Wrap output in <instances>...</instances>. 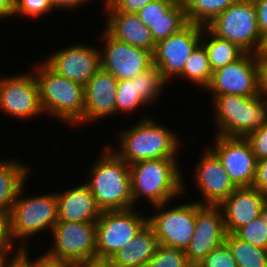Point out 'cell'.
I'll use <instances>...</instances> for the list:
<instances>
[{
    "label": "cell",
    "mask_w": 267,
    "mask_h": 267,
    "mask_svg": "<svg viewBox=\"0 0 267 267\" xmlns=\"http://www.w3.org/2000/svg\"><path fill=\"white\" fill-rule=\"evenodd\" d=\"M98 161L89 169L88 182L101 211L134 208L130 167L108 146H104Z\"/></svg>",
    "instance_id": "2"
},
{
    "label": "cell",
    "mask_w": 267,
    "mask_h": 267,
    "mask_svg": "<svg viewBox=\"0 0 267 267\" xmlns=\"http://www.w3.org/2000/svg\"><path fill=\"white\" fill-rule=\"evenodd\" d=\"M234 234L257 247L267 249V208L263 206L257 218L240 227Z\"/></svg>",
    "instance_id": "32"
},
{
    "label": "cell",
    "mask_w": 267,
    "mask_h": 267,
    "mask_svg": "<svg viewBox=\"0 0 267 267\" xmlns=\"http://www.w3.org/2000/svg\"><path fill=\"white\" fill-rule=\"evenodd\" d=\"M212 102L216 135L246 137L267 123V102L262 93L252 97L219 95Z\"/></svg>",
    "instance_id": "5"
},
{
    "label": "cell",
    "mask_w": 267,
    "mask_h": 267,
    "mask_svg": "<svg viewBox=\"0 0 267 267\" xmlns=\"http://www.w3.org/2000/svg\"><path fill=\"white\" fill-rule=\"evenodd\" d=\"M33 72L38 84L44 114L71 125L84 122V86L52 70L44 60L35 63ZM47 112V113H46Z\"/></svg>",
    "instance_id": "3"
},
{
    "label": "cell",
    "mask_w": 267,
    "mask_h": 267,
    "mask_svg": "<svg viewBox=\"0 0 267 267\" xmlns=\"http://www.w3.org/2000/svg\"><path fill=\"white\" fill-rule=\"evenodd\" d=\"M51 1V4L52 6L57 9H64V10H76V8L80 7L83 5H85V3L89 0H50ZM92 1V0H91Z\"/></svg>",
    "instance_id": "43"
},
{
    "label": "cell",
    "mask_w": 267,
    "mask_h": 267,
    "mask_svg": "<svg viewBox=\"0 0 267 267\" xmlns=\"http://www.w3.org/2000/svg\"><path fill=\"white\" fill-rule=\"evenodd\" d=\"M14 242L11 233L10 213L0 210V254L11 255Z\"/></svg>",
    "instance_id": "38"
},
{
    "label": "cell",
    "mask_w": 267,
    "mask_h": 267,
    "mask_svg": "<svg viewBox=\"0 0 267 267\" xmlns=\"http://www.w3.org/2000/svg\"><path fill=\"white\" fill-rule=\"evenodd\" d=\"M24 186L25 184L20 189L9 212L12 237L14 241L22 240L21 244H18L21 249L27 248L25 244L27 237L42 233L45 229L51 231L58 222L56 193L22 197Z\"/></svg>",
    "instance_id": "7"
},
{
    "label": "cell",
    "mask_w": 267,
    "mask_h": 267,
    "mask_svg": "<svg viewBox=\"0 0 267 267\" xmlns=\"http://www.w3.org/2000/svg\"><path fill=\"white\" fill-rule=\"evenodd\" d=\"M226 234L221 207L200 205L196 201L195 230L185 250L188 262L196 267L211 251L225 243Z\"/></svg>",
    "instance_id": "15"
},
{
    "label": "cell",
    "mask_w": 267,
    "mask_h": 267,
    "mask_svg": "<svg viewBox=\"0 0 267 267\" xmlns=\"http://www.w3.org/2000/svg\"><path fill=\"white\" fill-rule=\"evenodd\" d=\"M136 211L134 207L101 212L100 218L95 222L97 258L110 259L148 222V215L142 216L139 211Z\"/></svg>",
    "instance_id": "9"
},
{
    "label": "cell",
    "mask_w": 267,
    "mask_h": 267,
    "mask_svg": "<svg viewBox=\"0 0 267 267\" xmlns=\"http://www.w3.org/2000/svg\"><path fill=\"white\" fill-rule=\"evenodd\" d=\"M263 62L257 54L245 53L235 62L225 65L212 73L205 88L212 100L219 95L235 94L252 97L261 94Z\"/></svg>",
    "instance_id": "8"
},
{
    "label": "cell",
    "mask_w": 267,
    "mask_h": 267,
    "mask_svg": "<svg viewBox=\"0 0 267 267\" xmlns=\"http://www.w3.org/2000/svg\"><path fill=\"white\" fill-rule=\"evenodd\" d=\"M256 7L258 27L262 36L267 33V0H253Z\"/></svg>",
    "instance_id": "42"
},
{
    "label": "cell",
    "mask_w": 267,
    "mask_h": 267,
    "mask_svg": "<svg viewBox=\"0 0 267 267\" xmlns=\"http://www.w3.org/2000/svg\"><path fill=\"white\" fill-rule=\"evenodd\" d=\"M15 249H17V250H15V252H13L14 255L12 254V256H11L12 259L11 260L9 259L10 256L5 255V254H0V267H8L16 258H19V254L21 252V248L20 247H16Z\"/></svg>",
    "instance_id": "46"
},
{
    "label": "cell",
    "mask_w": 267,
    "mask_h": 267,
    "mask_svg": "<svg viewBox=\"0 0 267 267\" xmlns=\"http://www.w3.org/2000/svg\"><path fill=\"white\" fill-rule=\"evenodd\" d=\"M245 138L249 141L257 160L267 157V123L249 133Z\"/></svg>",
    "instance_id": "39"
},
{
    "label": "cell",
    "mask_w": 267,
    "mask_h": 267,
    "mask_svg": "<svg viewBox=\"0 0 267 267\" xmlns=\"http://www.w3.org/2000/svg\"><path fill=\"white\" fill-rule=\"evenodd\" d=\"M75 267H113L109 259L91 258L75 264Z\"/></svg>",
    "instance_id": "44"
},
{
    "label": "cell",
    "mask_w": 267,
    "mask_h": 267,
    "mask_svg": "<svg viewBox=\"0 0 267 267\" xmlns=\"http://www.w3.org/2000/svg\"><path fill=\"white\" fill-rule=\"evenodd\" d=\"M31 72L0 77V111L9 117L29 120L44 114L38 84Z\"/></svg>",
    "instance_id": "13"
},
{
    "label": "cell",
    "mask_w": 267,
    "mask_h": 267,
    "mask_svg": "<svg viewBox=\"0 0 267 267\" xmlns=\"http://www.w3.org/2000/svg\"><path fill=\"white\" fill-rule=\"evenodd\" d=\"M212 73L207 51L200 43L186 61L183 72L178 77H186L190 82L193 81L198 88L205 90L211 81Z\"/></svg>",
    "instance_id": "29"
},
{
    "label": "cell",
    "mask_w": 267,
    "mask_h": 267,
    "mask_svg": "<svg viewBox=\"0 0 267 267\" xmlns=\"http://www.w3.org/2000/svg\"><path fill=\"white\" fill-rule=\"evenodd\" d=\"M166 203L152 206L157 214L148 217L158 243L166 247L186 250L192 240L196 221V201L167 207ZM165 210V211H164Z\"/></svg>",
    "instance_id": "10"
},
{
    "label": "cell",
    "mask_w": 267,
    "mask_h": 267,
    "mask_svg": "<svg viewBox=\"0 0 267 267\" xmlns=\"http://www.w3.org/2000/svg\"><path fill=\"white\" fill-rule=\"evenodd\" d=\"M257 55L263 63L267 62V33L263 36L262 44Z\"/></svg>",
    "instance_id": "48"
},
{
    "label": "cell",
    "mask_w": 267,
    "mask_h": 267,
    "mask_svg": "<svg viewBox=\"0 0 267 267\" xmlns=\"http://www.w3.org/2000/svg\"><path fill=\"white\" fill-rule=\"evenodd\" d=\"M205 27L215 36L238 45L246 53L257 54L260 50L263 36L253 0H237Z\"/></svg>",
    "instance_id": "6"
},
{
    "label": "cell",
    "mask_w": 267,
    "mask_h": 267,
    "mask_svg": "<svg viewBox=\"0 0 267 267\" xmlns=\"http://www.w3.org/2000/svg\"><path fill=\"white\" fill-rule=\"evenodd\" d=\"M225 243L230 248L237 267H267V249L242 240L234 233L226 234Z\"/></svg>",
    "instance_id": "26"
},
{
    "label": "cell",
    "mask_w": 267,
    "mask_h": 267,
    "mask_svg": "<svg viewBox=\"0 0 267 267\" xmlns=\"http://www.w3.org/2000/svg\"><path fill=\"white\" fill-rule=\"evenodd\" d=\"M105 30L115 39L153 53L155 42L150 29L137 14L107 11Z\"/></svg>",
    "instance_id": "22"
},
{
    "label": "cell",
    "mask_w": 267,
    "mask_h": 267,
    "mask_svg": "<svg viewBox=\"0 0 267 267\" xmlns=\"http://www.w3.org/2000/svg\"><path fill=\"white\" fill-rule=\"evenodd\" d=\"M261 93L263 97L267 99V62H264L262 66Z\"/></svg>",
    "instance_id": "47"
},
{
    "label": "cell",
    "mask_w": 267,
    "mask_h": 267,
    "mask_svg": "<svg viewBox=\"0 0 267 267\" xmlns=\"http://www.w3.org/2000/svg\"><path fill=\"white\" fill-rule=\"evenodd\" d=\"M119 149L107 145L128 165L142 160L167 158L177 159L180 140L173 130L148 116L134 126L118 133ZM113 147V148H112Z\"/></svg>",
    "instance_id": "1"
},
{
    "label": "cell",
    "mask_w": 267,
    "mask_h": 267,
    "mask_svg": "<svg viewBox=\"0 0 267 267\" xmlns=\"http://www.w3.org/2000/svg\"><path fill=\"white\" fill-rule=\"evenodd\" d=\"M56 193L58 221L65 222H96L101 215L95 198L88 185Z\"/></svg>",
    "instance_id": "21"
},
{
    "label": "cell",
    "mask_w": 267,
    "mask_h": 267,
    "mask_svg": "<svg viewBox=\"0 0 267 267\" xmlns=\"http://www.w3.org/2000/svg\"><path fill=\"white\" fill-rule=\"evenodd\" d=\"M26 248H22L19 254V258L28 266V267H75V263L64 261L60 258H55L50 256L48 253H43L42 256H38L35 260H30Z\"/></svg>",
    "instance_id": "37"
},
{
    "label": "cell",
    "mask_w": 267,
    "mask_h": 267,
    "mask_svg": "<svg viewBox=\"0 0 267 267\" xmlns=\"http://www.w3.org/2000/svg\"><path fill=\"white\" fill-rule=\"evenodd\" d=\"M210 148L220 159L223 167L237 187H252L257 159L245 137L216 135ZM214 147V148H213Z\"/></svg>",
    "instance_id": "16"
},
{
    "label": "cell",
    "mask_w": 267,
    "mask_h": 267,
    "mask_svg": "<svg viewBox=\"0 0 267 267\" xmlns=\"http://www.w3.org/2000/svg\"><path fill=\"white\" fill-rule=\"evenodd\" d=\"M118 80L100 68L84 86V122L116 115V91ZM115 114V115H114Z\"/></svg>",
    "instance_id": "19"
},
{
    "label": "cell",
    "mask_w": 267,
    "mask_h": 267,
    "mask_svg": "<svg viewBox=\"0 0 267 267\" xmlns=\"http://www.w3.org/2000/svg\"><path fill=\"white\" fill-rule=\"evenodd\" d=\"M44 62L57 74L85 86L101 68L100 48L76 43L52 53Z\"/></svg>",
    "instance_id": "17"
},
{
    "label": "cell",
    "mask_w": 267,
    "mask_h": 267,
    "mask_svg": "<svg viewBox=\"0 0 267 267\" xmlns=\"http://www.w3.org/2000/svg\"><path fill=\"white\" fill-rule=\"evenodd\" d=\"M158 245L155 232L147 222L135 237L109 260L113 267H143L155 255Z\"/></svg>",
    "instance_id": "23"
},
{
    "label": "cell",
    "mask_w": 267,
    "mask_h": 267,
    "mask_svg": "<svg viewBox=\"0 0 267 267\" xmlns=\"http://www.w3.org/2000/svg\"><path fill=\"white\" fill-rule=\"evenodd\" d=\"M28 174L29 167L21 161L0 159V210L10 212Z\"/></svg>",
    "instance_id": "24"
},
{
    "label": "cell",
    "mask_w": 267,
    "mask_h": 267,
    "mask_svg": "<svg viewBox=\"0 0 267 267\" xmlns=\"http://www.w3.org/2000/svg\"><path fill=\"white\" fill-rule=\"evenodd\" d=\"M252 187L261 193L267 192V157L257 160L256 175Z\"/></svg>",
    "instance_id": "41"
},
{
    "label": "cell",
    "mask_w": 267,
    "mask_h": 267,
    "mask_svg": "<svg viewBox=\"0 0 267 267\" xmlns=\"http://www.w3.org/2000/svg\"><path fill=\"white\" fill-rule=\"evenodd\" d=\"M14 0H0V19L13 17Z\"/></svg>",
    "instance_id": "45"
},
{
    "label": "cell",
    "mask_w": 267,
    "mask_h": 267,
    "mask_svg": "<svg viewBox=\"0 0 267 267\" xmlns=\"http://www.w3.org/2000/svg\"><path fill=\"white\" fill-rule=\"evenodd\" d=\"M199 157L194 179L203 200L200 205L219 206L236 188L226 173L222 162L208 146ZM203 201V202H202Z\"/></svg>",
    "instance_id": "18"
},
{
    "label": "cell",
    "mask_w": 267,
    "mask_h": 267,
    "mask_svg": "<svg viewBox=\"0 0 267 267\" xmlns=\"http://www.w3.org/2000/svg\"><path fill=\"white\" fill-rule=\"evenodd\" d=\"M137 15L147 27L158 20L187 19L183 2L176 0H151Z\"/></svg>",
    "instance_id": "28"
},
{
    "label": "cell",
    "mask_w": 267,
    "mask_h": 267,
    "mask_svg": "<svg viewBox=\"0 0 267 267\" xmlns=\"http://www.w3.org/2000/svg\"><path fill=\"white\" fill-rule=\"evenodd\" d=\"M203 26L188 22L178 32L155 44L153 65L168 83L178 77L194 49L201 43Z\"/></svg>",
    "instance_id": "11"
},
{
    "label": "cell",
    "mask_w": 267,
    "mask_h": 267,
    "mask_svg": "<svg viewBox=\"0 0 267 267\" xmlns=\"http://www.w3.org/2000/svg\"><path fill=\"white\" fill-rule=\"evenodd\" d=\"M263 203L264 206L267 208V192L263 193Z\"/></svg>",
    "instance_id": "50"
},
{
    "label": "cell",
    "mask_w": 267,
    "mask_h": 267,
    "mask_svg": "<svg viewBox=\"0 0 267 267\" xmlns=\"http://www.w3.org/2000/svg\"><path fill=\"white\" fill-rule=\"evenodd\" d=\"M148 105L138 94L136 76L132 79L118 81L116 91V114L133 112Z\"/></svg>",
    "instance_id": "31"
},
{
    "label": "cell",
    "mask_w": 267,
    "mask_h": 267,
    "mask_svg": "<svg viewBox=\"0 0 267 267\" xmlns=\"http://www.w3.org/2000/svg\"><path fill=\"white\" fill-rule=\"evenodd\" d=\"M237 0H184L188 22L206 26Z\"/></svg>",
    "instance_id": "27"
},
{
    "label": "cell",
    "mask_w": 267,
    "mask_h": 267,
    "mask_svg": "<svg viewBox=\"0 0 267 267\" xmlns=\"http://www.w3.org/2000/svg\"><path fill=\"white\" fill-rule=\"evenodd\" d=\"M101 39L106 44L101 53V68L118 81L132 79L153 66L152 52L134 47L112 37L105 29Z\"/></svg>",
    "instance_id": "14"
},
{
    "label": "cell",
    "mask_w": 267,
    "mask_h": 267,
    "mask_svg": "<svg viewBox=\"0 0 267 267\" xmlns=\"http://www.w3.org/2000/svg\"><path fill=\"white\" fill-rule=\"evenodd\" d=\"M168 84L156 66H152L147 71L136 76V87L140 97L151 105L157 97L160 98L164 85Z\"/></svg>",
    "instance_id": "30"
},
{
    "label": "cell",
    "mask_w": 267,
    "mask_h": 267,
    "mask_svg": "<svg viewBox=\"0 0 267 267\" xmlns=\"http://www.w3.org/2000/svg\"><path fill=\"white\" fill-rule=\"evenodd\" d=\"M219 206L226 232L235 233L259 216L264 206L263 193L253 187H237Z\"/></svg>",
    "instance_id": "20"
},
{
    "label": "cell",
    "mask_w": 267,
    "mask_h": 267,
    "mask_svg": "<svg viewBox=\"0 0 267 267\" xmlns=\"http://www.w3.org/2000/svg\"><path fill=\"white\" fill-rule=\"evenodd\" d=\"M143 267H193L184 250L158 245L155 255Z\"/></svg>",
    "instance_id": "33"
},
{
    "label": "cell",
    "mask_w": 267,
    "mask_h": 267,
    "mask_svg": "<svg viewBox=\"0 0 267 267\" xmlns=\"http://www.w3.org/2000/svg\"><path fill=\"white\" fill-rule=\"evenodd\" d=\"M196 267H237L235 258L226 243L211 251Z\"/></svg>",
    "instance_id": "35"
},
{
    "label": "cell",
    "mask_w": 267,
    "mask_h": 267,
    "mask_svg": "<svg viewBox=\"0 0 267 267\" xmlns=\"http://www.w3.org/2000/svg\"><path fill=\"white\" fill-rule=\"evenodd\" d=\"M201 44L207 51L212 71L235 62L246 53L238 45L215 36L204 26Z\"/></svg>",
    "instance_id": "25"
},
{
    "label": "cell",
    "mask_w": 267,
    "mask_h": 267,
    "mask_svg": "<svg viewBox=\"0 0 267 267\" xmlns=\"http://www.w3.org/2000/svg\"><path fill=\"white\" fill-rule=\"evenodd\" d=\"M104 1V0H103ZM151 0H105V11L137 14Z\"/></svg>",
    "instance_id": "40"
},
{
    "label": "cell",
    "mask_w": 267,
    "mask_h": 267,
    "mask_svg": "<svg viewBox=\"0 0 267 267\" xmlns=\"http://www.w3.org/2000/svg\"><path fill=\"white\" fill-rule=\"evenodd\" d=\"M179 166L177 159L167 158L142 160L129 165L134 207L143 196L153 206L182 196L186 184Z\"/></svg>",
    "instance_id": "4"
},
{
    "label": "cell",
    "mask_w": 267,
    "mask_h": 267,
    "mask_svg": "<svg viewBox=\"0 0 267 267\" xmlns=\"http://www.w3.org/2000/svg\"><path fill=\"white\" fill-rule=\"evenodd\" d=\"M54 240L46 253L72 263L96 257V223L58 221L51 230Z\"/></svg>",
    "instance_id": "12"
},
{
    "label": "cell",
    "mask_w": 267,
    "mask_h": 267,
    "mask_svg": "<svg viewBox=\"0 0 267 267\" xmlns=\"http://www.w3.org/2000/svg\"><path fill=\"white\" fill-rule=\"evenodd\" d=\"M8 267H28L20 258H16Z\"/></svg>",
    "instance_id": "49"
},
{
    "label": "cell",
    "mask_w": 267,
    "mask_h": 267,
    "mask_svg": "<svg viewBox=\"0 0 267 267\" xmlns=\"http://www.w3.org/2000/svg\"><path fill=\"white\" fill-rule=\"evenodd\" d=\"M188 23L187 19L158 20L149 26L155 44L178 32Z\"/></svg>",
    "instance_id": "36"
},
{
    "label": "cell",
    "mask_w": 267,
    "mask_h": 267,
    "mask_svg": "<svg viewBox=\"0 0 267 267\" xmlns=\"http://www.w3.org/2000/svg\"><path fill=\"white\" fill-rule=\"evenodd\" d=\"M54 7L50 0H14L13 17L23 16L39 18L44 14H49Z\"/></svg>",
    "instance_id": "34"
}]
</instances>
